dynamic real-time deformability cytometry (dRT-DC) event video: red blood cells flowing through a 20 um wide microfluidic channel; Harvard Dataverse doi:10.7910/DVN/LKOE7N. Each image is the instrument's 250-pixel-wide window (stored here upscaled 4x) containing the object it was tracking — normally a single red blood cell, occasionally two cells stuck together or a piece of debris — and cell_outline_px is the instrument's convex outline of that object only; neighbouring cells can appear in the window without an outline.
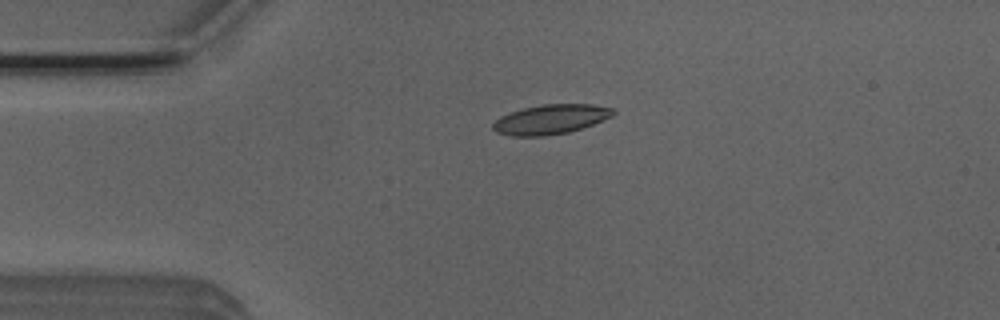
{"species": "Egyptian fruit bat (a non-hibernating species)", "species_latin": "Rousettus aegyptiacus", "temperature_condition": "room temperature", "stored_images_in_passage": 41, "camera_frame_rate_fps": 3000, "um_per_image_px": 0.085, "animal": {"sex": "male"}, "frame": {"image": 1, "passage_image": 1, "time_ms": 0.0, "image_size_px": [1000, 320], "cell_outline_px": [[616, 112], [612, 116], [592, 124], [568, 132], [544, 136], [508, 136], [496, 132], [492, 128], [492, 124], [500, 116], [524, 108], [540, 104], [592, 104], [616, 108]], "centroid_in_image_um": [46.8, 10.14], "position_along_channel_um": 38.2, "area_um2": 20.75}}
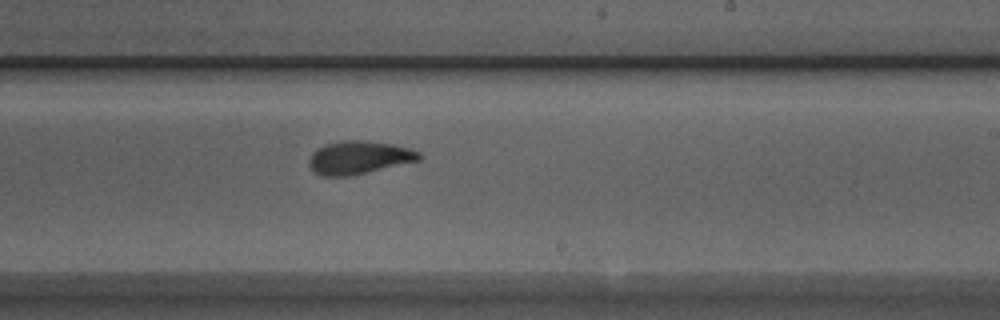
{"frame": {"image": 2, "passage_image": 20, "time_ms": 6.333, "image_size_px": [1000, 320], "cell_outline_px": [[420, 160], [352, 176], [320, 176], [312, 172], [308, 164], [308, 160], [312, 152], [316, 148], [324, 144], [340, 140], [368, 140], [392, 144], [408, 148], [420, 152]], "centroid_in_image_um": [30.44, 13.39], "position_along_channel_um": 258.6, "area_um2": 21.62}}
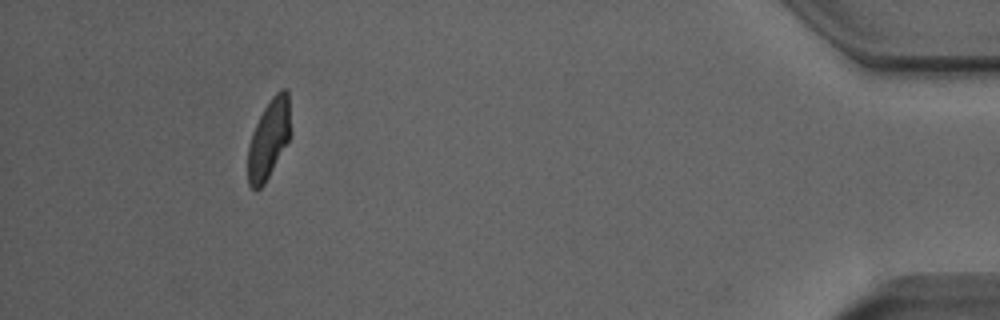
{"frame": {"image": 3, "passage_image": 37, "time_ms": 12.0, "image_size_px": [1000, 320], "cell_outline_px": [[292, 132], [288, 140], [264, 184], [256, 192], [248, 184], [248, 144], [252, 132], [264, 108], [272, 96], [280, 88], [288, 88]], "centroid_in_image_um": [22.86, 11.76], "position_along_channel_um": 412.3, "area_um2": 19.88}, "authors_computed_cell_mechanics": {"area_um2": 20.8658, "velocity_mm_per_s": 3.9278, "shape_relaxation_time_tau1_ms": 5.0529, "shape_relaxation_time_tau2_ms": 1.5005, "deformation_change_tau1": 0.1761, "deformation_change_tau2": 0.0807}}